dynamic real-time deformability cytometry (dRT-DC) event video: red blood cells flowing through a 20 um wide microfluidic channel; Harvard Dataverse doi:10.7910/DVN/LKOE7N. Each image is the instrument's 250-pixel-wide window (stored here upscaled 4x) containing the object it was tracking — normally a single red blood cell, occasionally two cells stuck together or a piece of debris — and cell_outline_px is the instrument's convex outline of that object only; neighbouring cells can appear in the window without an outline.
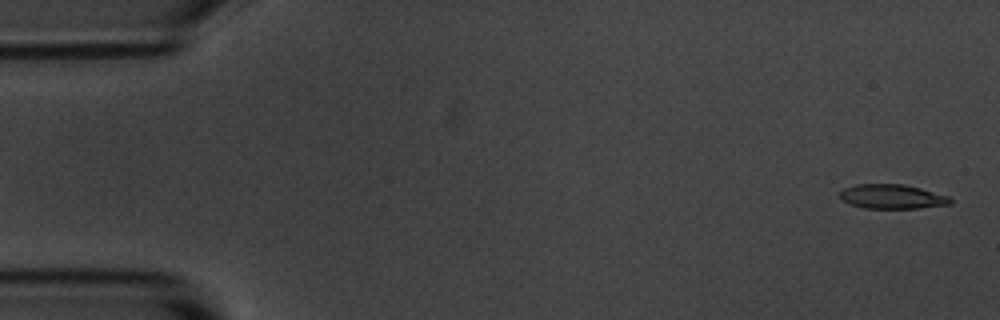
{"species": "common noctule bat (a hibernating species)", "species_latin": "Nyctalus noctula", "temperature_condition": "room temperature", "stored_images_in_passage": 4, "camera_frame_rate_fps": 3000, "um_per_image_px": 0.085, "animal": {"sex": "male", "body_mass_g": 20.1, "forearm_length_mm": 53.5}, "frame": {"image": 1, "passage_image": 1, "time_ms": 0.0, "image_size_px": [1000, 320], "cell_outline_px": [[952, 204], [920, 208], [864, 208], [852, 204], [844, 200], [840, 196], [840, 192], [844, 188], [856, 184], [904, 184], [920, 188], [948, 196], [952, 200]], "centroid_in_image_um": [75.86, 16.71], "position_along_channel_um": 9.1, "area_um2": 15.55}}
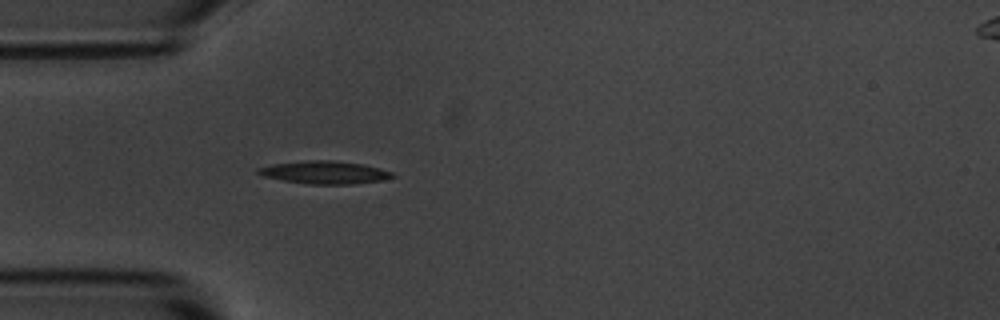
{"frame": {"image": 2, "passage_image": 4, "time_ms": 4.667, "image_size_px": [1000, 320], "cell_outline_px": [[396, 176], [380, 180], [348, 184], [308, 184], [284, 180], [264, 176], [256, 172], [256, 168], [272, 164], [304, 160], [332, 160], [364, 164], [380, 168], [392, 172]], "centroid_in_image_um": [27.57, 14.64], "position_along_channel_um": 57.4, "area_um2": 17.74}}